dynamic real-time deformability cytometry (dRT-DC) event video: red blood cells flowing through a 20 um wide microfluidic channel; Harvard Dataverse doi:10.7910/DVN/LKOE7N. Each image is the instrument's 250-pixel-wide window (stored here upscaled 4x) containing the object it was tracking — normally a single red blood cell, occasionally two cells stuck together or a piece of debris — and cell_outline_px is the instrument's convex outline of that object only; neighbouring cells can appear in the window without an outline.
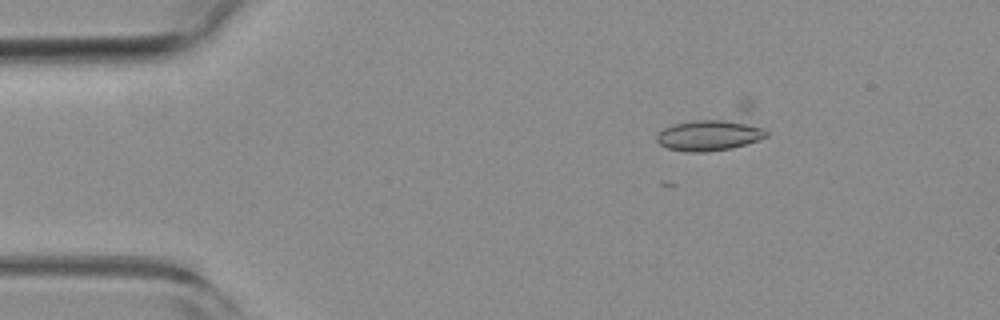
{"species": "common noctule bat (a hibernating species)", "species_latin": "Nyctalus noctula", "temperature_condition": "room temperature", "stored_images_in_passage": 4, "camera_frame_rate_fps": 3000, "um_per_image_px": 0.085, "animal": {"sex": "female", "body_mass_g": 19.3, "forearm_length_mm": 54.1}, "frame": {"image": 1, "passage_image": 1, "time_ms": 0.0, "image_size_px": [1000, 320], "cell_outline_px": [[768, 136], [732, 148], [704, 152], [684, 152], [668, 148], [660, 144], [656, 140], [656, 136], [664, 128], [672, 124], [748, 96], [752, 100], [768, 132]], "centroid_in_image_um": [60.85, 10.95], "position_along_channel_um": 24.1, "area_um2": 27.57}}